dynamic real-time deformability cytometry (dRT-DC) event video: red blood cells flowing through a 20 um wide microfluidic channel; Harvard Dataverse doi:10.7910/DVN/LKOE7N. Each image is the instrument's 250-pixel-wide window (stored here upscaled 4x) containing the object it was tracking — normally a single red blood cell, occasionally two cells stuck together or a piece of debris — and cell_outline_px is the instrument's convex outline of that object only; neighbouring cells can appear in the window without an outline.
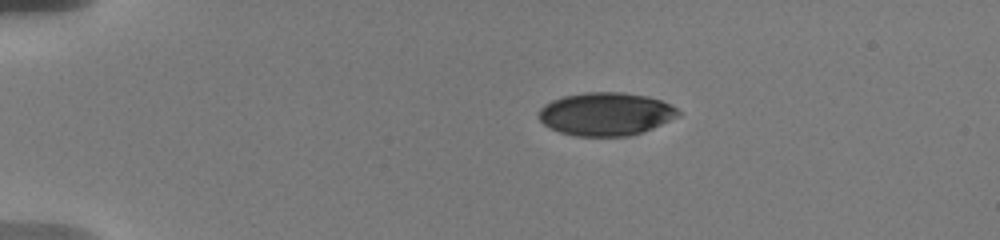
{"species": "human", "species_latin": "Homo sapiens", "temperature_condition": "warm", "stored_images_in_passage": 11, "camera_frame_rate_fps": 3000, "um_per_image_px": 0.085, "donor": {"sex": "male"}, "frame": {"image": 1, "passage_image": 1, "time_ms": 0.0, "image_size_px": [1000, 240], "cell_outline_px": [[684, 112], [680, 116], [652, 128], [628, 136], [576, 136], [560, 132], [548, 128], [540, 120], [540, 108], [544, 104], [552, 100], [564, 96], [584, 92], [624, 92], [648, 96], [672, 104]], "centroid_in_image_um": [51.53, 9.68], "position_along_channel_um": 33.5, "area_um2": 35.26}}
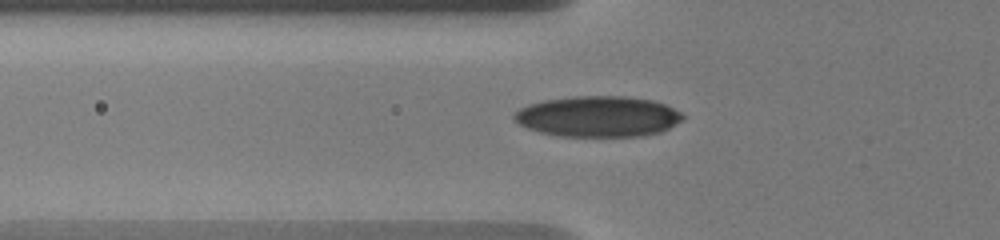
{"frame": {"image": 2, "passage_image": 8, "time_ms": 3.0, "image_size_px": [1000, 240], "cell_outline_px": [[684, 120], [660, 132], [644, 136], [560, 136], [540, 132], [528, 128], [520, 124], [512, 116], [520, 108], [528, 104], [544, 100], [572, 96], [624, 96], [652, 100], [664, 104], [680, 112], [684, 116]], "centroid_in_image_um": [50.84, 9.9], "position_along_channel_um": 75.0, "area_um2": 40.0}}
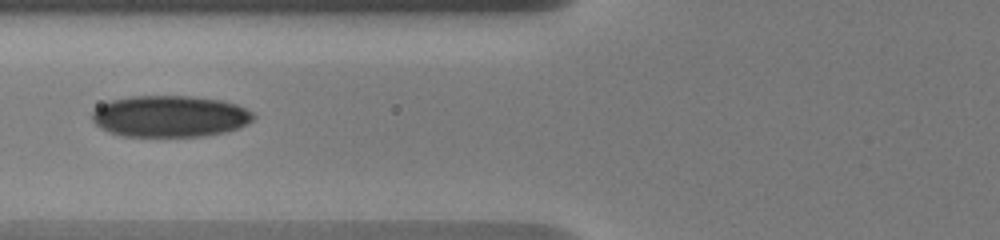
{"frame": {"image": 3, "passage_image": 10, "time_ms": 4.0, "image_size_px": [1000, 240], "cell_outline_px": [[256, 116], [252, 120], [240, 128], [224, 132], [204, 136], [124, 136], [112, 132], [96, 124], [92, 120], [92, 112], [96, 108], [112, 100], [128, 96], [192, 96], [224, 100], [236, 104], [252, 112]], "centroid_in_image_um": [14.49, 9.87], "position_along_channel_um": 111.3, "area_um2": 38.9}}